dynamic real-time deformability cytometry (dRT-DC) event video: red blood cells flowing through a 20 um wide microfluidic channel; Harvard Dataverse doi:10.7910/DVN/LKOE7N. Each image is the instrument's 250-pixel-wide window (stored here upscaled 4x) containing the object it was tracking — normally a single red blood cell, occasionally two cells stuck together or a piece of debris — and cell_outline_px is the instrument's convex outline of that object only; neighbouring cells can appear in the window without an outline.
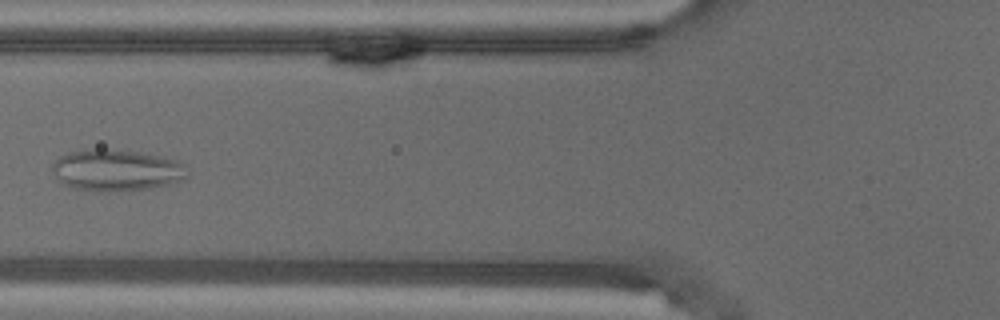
{"species": "common noctule bat (a hibernating species)", "species_latin": "Nyctalus noctula", "temperature_condition": "warm", "stored_images_in_passage": 7, "camera_frame_rate_fps": 3000, "um_per_image_px": 0.085, "animal": {"sex": "male", "body_mass_g": 18.8}, "frame": {"image": 1, "passage_image": 7, "time_ms": 2.0, "image_size_px": [1000, 320], "cell_outline_px": [[188, 176], [184, 180], [168, 184], [148, 188], [108, 192], [104, 192], [72, 188], [60, 184], [52, 168], [52, 164], [60, 156], [68, 152], [92, 148], [100, 148], [140, 152], [160, 156], [176, 160], [184, 164]], "centroid_in_image_um": [9.87, 14.47], "position_along_channel_um": 115.9, "area_um2": 32.89}}